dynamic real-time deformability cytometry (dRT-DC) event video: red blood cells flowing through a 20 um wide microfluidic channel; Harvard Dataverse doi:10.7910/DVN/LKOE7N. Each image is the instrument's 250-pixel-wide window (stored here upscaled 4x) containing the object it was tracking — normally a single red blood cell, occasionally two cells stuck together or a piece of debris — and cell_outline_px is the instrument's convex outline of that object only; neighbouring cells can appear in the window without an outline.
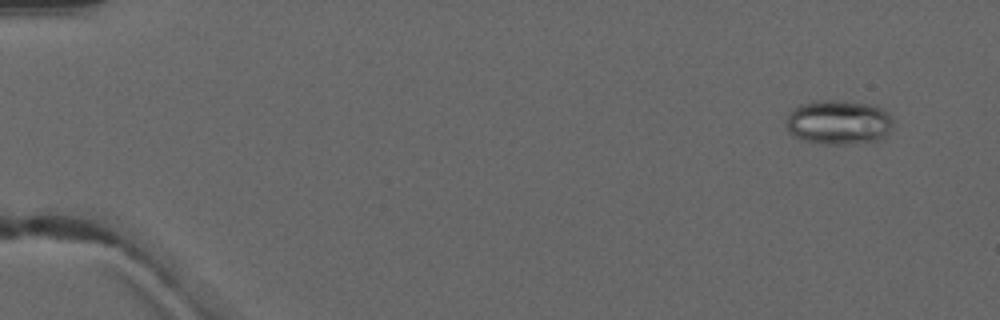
{"species": "common noctule bat (a hibernating species)", "species_latin": "Nyctalus noctula", "temperature_condition": "warm", "stored_images_in_passage": 5, "camera_frame_rate_fps": 3000, "um_per_image_px": 0.085, "animal": {"sex": "male", "forearm_length_mm": 52.5}, "frame": {"image": 1, "passage_image": 2, "time_ms": 1.0, "image_size_px": [1000, 320], "cell_outline_px": [[892, 128], [880, 140], [844, 144], [820, 144], [804, 140], [788, 132], [784, 124], [788, 112], [792, 108], [800, 104], [812, 100], [836, 100], [872, 104], [884, 108], [892, 116]], "centroid_in_image_um": [71.25, 10.37], "position_along_channel_um": 13.7, "area_um2": 28.26}}